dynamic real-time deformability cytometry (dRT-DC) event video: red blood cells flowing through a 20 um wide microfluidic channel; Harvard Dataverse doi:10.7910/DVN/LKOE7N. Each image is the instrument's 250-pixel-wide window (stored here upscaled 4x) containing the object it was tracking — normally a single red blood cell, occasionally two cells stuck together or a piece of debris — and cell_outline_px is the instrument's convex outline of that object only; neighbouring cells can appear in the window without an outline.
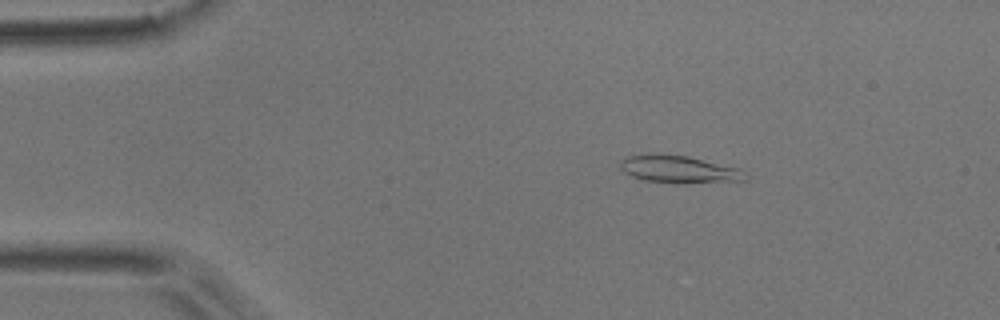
{"species": "common noctule bat (a hibernating species)", "species_latin": "Nyctalus noctula", "temperature_condition": "room temperature", "stored_images_in_passage": 19, "camera_frame_rate_fps": 3000, "um_per_image_px": 0.085, "animal": {"sex": "male", "body_mass_g": 17.9}, "frame": {"image": 1, "passage_image": 8, "time_ms": 2.333, "image_size_px": [1000, 320], "cell_outline_px": [[748, 176], [744, 180], [684, 184], [676, 184], [644, 180], [632, 176], [624, 172], [620, 168], [620, 160], [628, 156], [648, 152], [688, 156], [744, 168]], "centroid_in_image_um": [57.74, 14.38], "position_along_channel_um": 27.3, "area_um2": 20.75}}
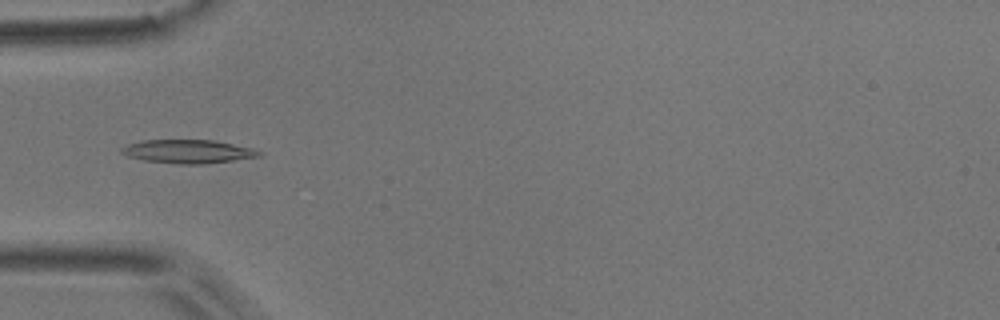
{"frame": {"image": 2, "passage_image": 16, "time_ms": 5.0, "image_size_px": [1000, 320], "cell_outline_px": [[264, 156], [204, 164], [180, 164], [144, 160], [128, 156], [120, 152], [120, 148], [128, 144], [144, 140], [212, 140], [252, 148], [260, 152]], "centroid_in_image_um": [15.98, 12.88], "position_along_channel_um": 69.0, "area_um2": 18.73}}